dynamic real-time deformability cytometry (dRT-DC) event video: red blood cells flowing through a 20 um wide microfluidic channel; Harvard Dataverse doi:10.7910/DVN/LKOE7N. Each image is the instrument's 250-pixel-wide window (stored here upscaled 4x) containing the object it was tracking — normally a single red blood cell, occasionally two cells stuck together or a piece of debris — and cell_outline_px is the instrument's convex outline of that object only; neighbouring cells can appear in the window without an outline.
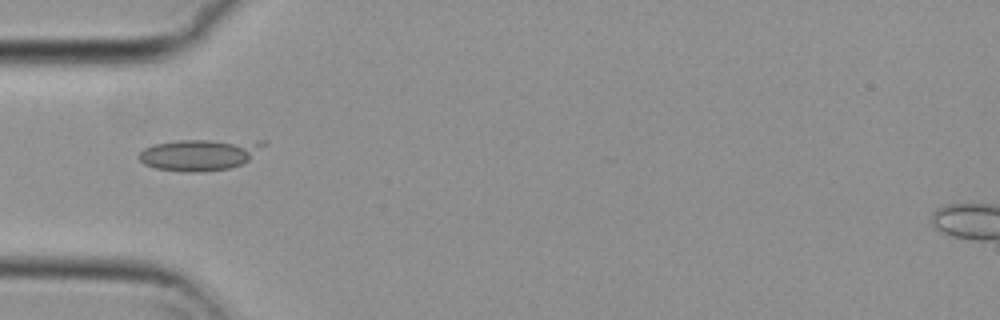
{"species": "common noctule bat (a hibernating species)", "species_latin": "Nyctalus noctula", "temperature_condition": "cold", "stored_images_in_passage": 25, "camera_frame_rate_fps": 3000, "um_per_image_px": 0.085, "animal": {"sex": "female", "body_mass_g": 29.2, "forearm_length_mm": 56.3}, "frame": {"image": 1, "passage_image": 1, "time_ms": 0.0, "image_size_px": [1000, 320], "cell_outline_px": [[268, 144], [248, 160], [240, 164], [228, 168], [196, 172], [184, 172], [156, 168], [144, 164], [140, 160], [140, 152], [144, 148], [152, 144], [180, 140], [264, 140]], "centroid_in_image_um": [17.0, 13.12], "position_along_channel_um": 68.0, "area_um2": 22.83}}
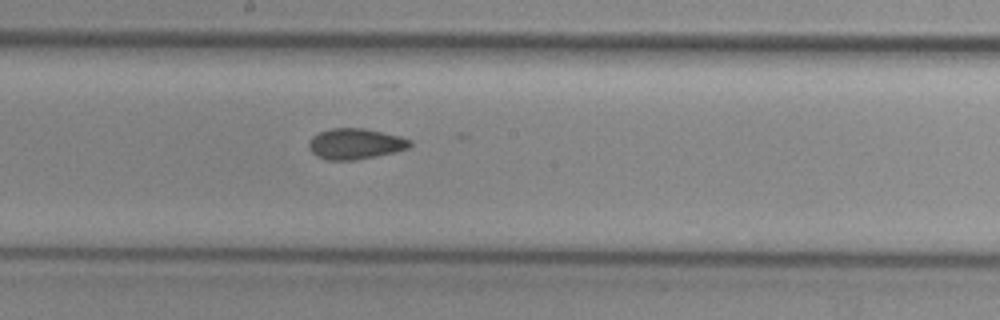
{"frame": {"image": 2, "passage_image": 13, "time_ms": 4.0, "image_size_px": [1000, 320], "cell_outline_px": [[412, 144], [408, 148], [376, 156], [356, 160], [328, 160], [316, 156], [308, 148], [308, 140], [312, 136], [320, 132], [332, 128], [364, 128], [400, 136], [412, 140]], "centroid_in_image_um": [30.17, 12.22], "position_along_channel_um": 218.0, "area_um2": 18.15}}
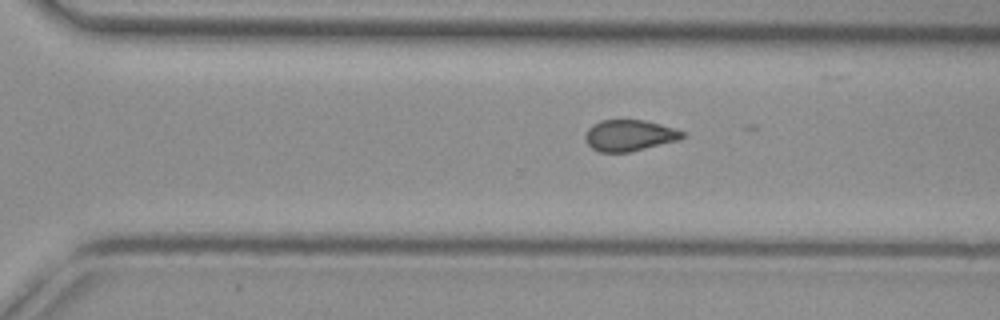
{"frame": {"image": 3, "passage_image": 21, "time_ms": 6.667, "image_size_px": [1000, 320], "cell_outline_px": [[684, 136], [680, 140], [628, 152], [600, 152], [592, 148], [584, 140], [584, 136], [588, 128], [592, 124], [600, 120], [644, 120], [660, 124], [684, 132]], "centroid_in_image_um": [53.46, 11.51], "position_along_channel_um": 317.1, "area_um2": 17.63}}